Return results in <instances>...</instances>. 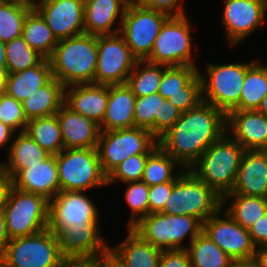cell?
<instances>
[{
    "instance_id": "f6af8a7d",
    "label": "cell",
    "mask_w": 267,
    "mask_h": 267,
    "mask_svg": "<svg viewBox=\"0 0 267 267\" xmlns=\"http://www.w3.org/2000/svg\"><path fill=\"white\" fill-rule=\"evenodd\" d=\"M173 189V182L149 186V214L161 212Z\"/></svg>"
},
{
    "instance_id": "484cf974",
    "label": "cell",
    "mask_w": 267,
    "mask_h": 267,
    "mask_svg": "<svg viewBox=\"0 0 267 267\" xmlns=\"http://www.w3.org/2000/svg\"><path fill=\"white\" fill-rule=\"evenodd\" d=\"M126 238L109 253L124 267H158L161 249L145 241L132 228H127Z\"/></svg>"
},
{
    "instance_id": "ac0fdd59",
    "label": "cell",
    "mask_w": 267,
    "mask_h": 267,
    "mask_svg": "<svg viewBox=\"0 0 267 267\" xmlns=\"http://www.w3.org/2000/svg\"><path fill=\"white\" fill-rule=\"evenodd\" d=\"M33 7L57 41L85 33L84 0H35Z\"/></svg>"
},
{
    "instance_id": "2e32d148",
    "label": "cell",
    "mask_w": 267,
    "mask_h": 267,
    "mask_svg": "<svg viewBox=\"0 0 267 267\" xmlns=\"http://www.w3.org/2000/svg\"><path fill=\"white\" fill-rule=\"evenodd\" d=\"M198 67L165 66L158 94L182 112L196 107L202 100Z\"/></svg>"
},
{
    "instance_id": "f546056e",
    "label": "cell",
    "mask_w": 267,
    "mask_h": 267,
    "mask_svg": "<svg viewBox=\"0 0 267 267\" xmlns=\"http://www.w3.org/2000/svg\"><path fill=\"white\" fill-rule=\"evenodd\" d=\"M64 88L61 82L52 77L30 95L22 103L28 121L56 114L64 102Z\"/></svg>"
},
{
    "instance_id": "94428289",
    "label": "cell",
    "mask_w": 267,
    "mask_h": 267,
    "mask_svg": "<svg viewBox=\"0 0 267 267\" xmlns=\"http://www.w3.org/2000/svg\"><path fill=\"white\" fill-rule=\"evenodd\" d=\"M125 1H127L129 4L139 3V0H125Z\"/></svg>"
},
{
    "instance_id": "8fae6325",
    "label": "cell",
    "mask_w": 267,
    "mask_h": 267,
    "mask_svg": "<svg viewBox=\"0 0 267 267\" xmlns=\"http://www.w3.org/2000/svg\"><path fill=\"white\" fill-rule=\"evenodd\" d=\"M64 257L56 235L46 228L11 239L0 259V267H56Z\"/></svg>"
},
{
    "instance_id": "4fadbf2b",
    "label": "cell",
    "mask_w": 267,
    "mask_h": 267,
    "mask_svg": "<svg viewBox=\"0 0 267 267\" xmlns=\"http://www.w3.org/2000/svg\"><path fill=\"white\" fill-rule=\"evenodd\" d=\"M95 84H126L137 59L120 33L97 36Z\"/></svg>"
},
{
    "instance_id": "d4e9b609",
    "label": "cell",
    "mask_w": 267,
    "mask_h": 267,
    "mask_svg": "<svg viewBox=\"0 0 267 267\" xmlns=\"http://www.w3.org/2000/svg\"><path fill=\"white\" fill-rule=\"evenodd\" d=\"M64 148H97L100 128L94 121L71 111L64 104L56 113Z\"/></svg>"
},
{
    "instance_id": "52a82bcc",
    "label": "cell",
    "mask_w": 267,
    "mask_h": 267,
    "mask_svg": "<svg viewBox=\"0 0 267 267\" xmlns=\"http://www.w3.org/2000/svg\"><path fill=\"white\" fill-rule=\"evenodd\" d=\"M55 159L60 190L87 191L107 186L97 148H64Z\"/></svg>"
},
{
    "instance_id": "ffe728a7",
    "label": "cell",
    "mask_w": 267,
    "mask_h": 267,
    "mask_svg": "<svg viewBox=\"0 0 267 267\" xmlns=\"http://www.w3.org/2000/svg\"><path fill=\"white\" fill-rule=\"evenodd\" d=\"M226 132L245 150H267V117L257 110H232Z\"/></svg>"
},
{
    "instance_id": "9a60e30c",
    "label": "cell",
    "mask_w": 267,
    "mask_h": 267,
    "mask_svg": "<svg viewBox=\"0 0 267 267\" xmlns=\"http://www.w3.org/2000/svg\"><path fill=\"white\" fill-rule=\"evenodd\" d=\"M222 208L203 222V232L235 263L251 262L256 247L248 230L239 225ZM221 216L224 214L223 217Z\"/></svg>"
},
{
    "instance_id": "277c9868",
    "label": "cell",
    "mask_w": 267,
    "mask_h": 267,
    "mask_svg": "<svg viewBox=\"0 0 267 267\" xmlns=\"http://www.w3.org/2000/svg\"><path fill=\"white\" fill-rule=\"evenodd\" d=\"M219 209L221 197L192 171L182 169L161 212L193 216L203 223Z\"/></svg>"
},
{
    "instance_id": "4316f807",
    "label": "cell",
    "mask_w": 267,
    "mask_h": 267,
    "mask_svg": "<svg viewBox=\"0 0 267 267\" xmlns=\"http://www.w3.org/2000/svg\"><path fill=\"white\" fill-rule=\"evenodd\" d=\"M136 96L126 84L109 85V99L100 131L134 127Z\"/></svg>"
},
{
    "instance_id": "7c38bea8",
    "label": "cell",
    "mask_w": 267,
    "mask_h": 267,
    "mask_svg": "<svg viewBox=\"0 0 267 267\" xmlns=\"http://www.w3.org/2000/svg\"><path fill=\"white\" fill-rule=\"evenodd\" d=\"M168 17L167 14L145 8L140 3L128 4L119 33L137 60H146L150 56L154 41Z\"/></svg>"
},
{
    "instance_id": "83f0119b",
    "label": "cell",
    "mask_w": 267,
    "mask_h": 267,
    "mask_svg": "<svg viewBox=\"0 0 267 267\" xmlns=\"http://www.w3.org/2000/svg\"><path fill=\"white\" fill-rule=\"evenodd\" d=\"M8 160L0 163V169L13 180L23 169L45 161L51 155L43 150L31 137L23 131L17 134L8 146Z\"/></svg>"
},
{
    "instance_id": "5b68a950",
    "label": "cell",
    "mask_w": 267,
    "mask_h": 267,
    "mask_svg": "<svg viewBox=\"0 0 267 267\" xmlns=\"http://www.w3.org/2000/svg\"><path fill=\"white\" fill-rule=\"evenodd\" d=\"M132 229L145 241L161 250L186 249L185 238L191 243L203 230V223L193 216L151 213Z\"/></svg>"
},
{
    "instance_id": "7dc6e473",
    "label": "cell",
    "mask_w": 267,
    "mask_h": 267,
    "mask_svg": "<svg viewBox=\"0 0 267 267\" xmlns=\"http://www.w3.org/2000/svg\"><path fill=\"white\" fill-rule=\"evenodd\" d=\"M158 267H192L186 249L163 250Z\"/></svg>"
},
{
    "instance_id": "4dcf8cb0",
    "label": "cell",
    "mask_w": 267,
    "mask_h": 267,
    "mask_svg": "<svg viewBox=\"0 0 267 267\" xmlns=\"http://www.w3.org/2000/svg\"><path fill=\"white\" fill-rule=\"evenodd\" d=\"M226 204L228 205L227 208L225 207L227 206ZM221 208L223 211L226 208L225 212L239 225L248 230L267 212V198L230 192L221 198Z\"/></svg>"
},
{
    "instance_id": "836d02e7",
    "label": "cell",
    "mask_w": 267,
    "mask_h": 267,
    "mask_svg": "<svg viewBox=\"0 0 267 267\" xmlns=\"http://www.w3.org/2000/svg\"><path fill=\"white\" fill-rule=\"evenodd\" d=\"M186 246L192 267H232L235 262L203 231Z\"/></svg>"
},
{
    "instance_id": "8992f818",
    "label": "cell",
    "mask_w": 267,
    "mask_h": 267,
    "mask_svg": "<svg viewBox=\"0 0 267 267\" xmlns=\"http://www.w3.org/2000/svg\"><path fill=\"white\" fill-rule=\"evenodd\" d=\"M254 62L255 60L228 64L209 62L205 74L198 71L202 100L227 115L238 105L246 70Z\"/></svg>"
},
{
    "instance_id": "f907efd6",
    "label": "cell",
    "mask_w": 267,
    "mask_h": 267,
    "mask_svg": "<svg viewBox=\"0 0 267 267\" xmlns=\"http://www.w3.org/2000/svg\"><path fill=\"white\" fill-rule=\"evenodd\" d=\"M12 186V180L0 169V213L5 208L7 195Z\"/></svg>"
},
{
    "instance_id": "ee69618b",
    "label": "cell",
    "mask_w": 267,
    "mask_h": 267,
    "mask_svg": "<svg viewBox=\"0 0 267 267\" xmlns=\"http://www.w3.org/2000/svg\"><path fill=\"white\" fill-rule=\"evenodd\" d=\"M182 111L175 107L168 99L161 101L160 112L154 114V136L159 139L181 117Z\"/></svg>"
},
{
    "instance_id": "e0dca14e",
    "label": "cell",
    "mask_w": 267,
    "mask_h": 267,
    "mask_svg": "<svg viewBox=\"0 0 267 267\" xmlns=\"http://www.w3.org/2000/svg\"><path fill=\"white\" fill-rule=\"evenodd\" d=\"M221 21L232 46L241 43L265 21L267 0H224Z\"/></svg>"
},
{
    "instance_id": "6da1fadb",
    "label": "cell",
    "mask_w": 267,
    "mask_h": 267,
    "mask_svg": "<svg viewBox=\"0 0 267 267\" xmlns=\"http://www.w3.org/2000/svg\"><path fill=\"white\" fill-rule=\"evenodd\" d=\"M226 133V114L201 101L182 112L174 126L158 139L159 146L185 170H189L203 152Z\"/></svg>"
},
{
    "instance_id": "bcb514c9",
    "label": "cell",
    "mask_w": 267,
    "mask_h": 267,
    "mask_svg": "<svg viewBox=\"0 0 267 267\" xmlns=\"http://www.w3.org/2000/svg\"><path fill=\"white\" fill-rule=\"evenodd\" d=\"M183 2L182 0H139L143 7L163 12L168 16L185 15Z\"/></svg>"
},
{
    "instance_id": "5bb4252c",
    "label": "cell",
    "mask_w": 267,
    "mask_h": 267,
    "mask_svg": "<svg viewBox=\"0 0 267 267\" xmlns=\"http://www.w3.org/2000/svg\"><path fill=\"white\" fill-rule=\"evenodd\" d=\"M84 191L60 190L48 202L46 228L53 234L70 225L99 223V211L95 202Z\"/></svg>"
},
{
    "instance_id": "7402d4cb",
    "label": "cell",
    "mask_w": 267,
    "mask_h": 267,
    "mask_svg": "<svg viewBox=\"0 0 267 267\" xmlns=\"http://www.w3.org/2000/svg\"><path fill=\"white\" fill-rule=\"evenodd\" d=\"M232 192L267 198V150L244 151Z\"/></svg>"
},
{
    "instance_id": "681fc988",
    "label": "cell",
    "mask_w": 267,
    "mask_h": 267,
    "mask_svg": "<svg viewBox=\"0 0 267 267\" xmlns=\"http://www.w3.org/2000/svg\"><path fill=\"white\" fill-rule=\"evenodd\" d=\"M56 267H99V258L65 256Z\"/></svg>"
},
{
    "instance_id": "8d00e7d4",
    "label": "cell",
    "mask_w": 267,
    "mask_h": 267,
    "mask_svg": "<svg viewBox=\"0 0 267 267\" xmlns=\"http://www.w3.org/2000/svg\"><path fill=\"white\" fill-rule=\"evenodd\" d=\"M176 167L177 169H183L170 154L158 146L146 160L141 181L148 186L174 182L181 173L180 170L177 173L174 171Z\"/></svg>"
},
{
    "instance_id": "f1b7e54d",
    "label": "cell",
    "mask_w": 267,
    "mask_h": 267,
    "mask_svg": "<svg viewBox=\"0 0 267 267\" xmlns=\"http://www.w3.org/2000/svg\"><path fill=\"white\" fill-rule=\"evenodd\" d=\"M52 77L49 60L43 58L33 67L9 73L5 93L23 103Z\"/></svg>"
},
{
    "instance_id": "91938a15",
    "label": "cell",
    "mask_w": 267,
    "mask_h": 267,
    "mask_svg": "<svg viewBox=\"0 0 267 267\" xmlns=\"http://www.w3.org/2000/svg\"><path fill=\"white\" fill-rule=\"evenodd\" d=\"M232 267H254L251 262L235 263Z\"/></svg>"
},
{
    "instance_id": "603a6c76",
    "label": "cell",
    "mask_w": 267,
    "mask_h": 267,
    "mask_svg": "<svg viewBox=\"0 0 267 267\" xmlns=\"http://www.w3.org/2000/svg\"><path fill=\"white\" fill-rule=\"evenodd\" d=\"M128 4L125 0H84L85 33L95 36L119 33ZM118 19L119 27L114 28Z\"/></svg>"
},
{
    "instance_id": "d590c367",
    "label": "cell",
    "mask_w": 267,
    "mask_h": 267,
    "mask_svg": "<svg viewBox=\"0 0 267 267\" xmlns=\"http://www.w3.org/2000/svg\"><path fill=\"white\" fill-rule=\"evenodd\" d=\"M25 132L50 155H57L64 149L56 114L30 120Z\"/></svg>"
},
{
    "instance_id": "ba28073f",
    "label": "cell",
    "mask_w": 267,
    "mask_h": 267,
    "mask_svg": "<svg viewBox=\"0 0 267 267\" xmlns=\"http://www.w3.org/2000/svg\"><path fill=\"white\" fill-rule=\"evenodd\" d=\"M48 202L43 196L11 186L3 214L9 239L36 234L47 226Z\"/></svg>"
},
{
    "instance_id": "f35d334b",
    "label": "cell",
    "mask_w": 267,
    "mask_h": 267,
    "mask_svg": "<svg viewBox=\"0 0 267 267\" xmlns=\"http://www.w3.org/2000/svg\"><path fill=\"white\" fill-rule=\"evenodd\" d=\"M5 47L8 73L26 70L37 65L43 59L40 54L28 45L23 36L6 42Z\"/></svg>"
},
{
    "instance_id": "c3c4849f",
    "label": "cell",
    "mask_w": 267,
    "mask_h": 267,
    "mask_svg": "<svg viewBox=\"0 0 267 267\" xmlns=\"http://www.w3.org/2000/svg\"><path fill=\"white\" fill-rule=\"evenodd\" d=\"M248 232L256 248L267 245V212L248 229Z\"/></svg>"
},
{
    "instance_id": "ab89813d",
    "label": "cell",
    "mask_w": 267,
    "mask_h": 267,
    "mask_svg": "<svg viewBox=\"0 0 267 267\" xmlns=\"http://www.w3.org/2000/svg\"><path fill=\"white\" fill-rule=\"evenodd\" d=\"M125 201L130 208L131 217L127 228L135 226L143 217L149 214V186L142 181L127 182Z\"/></svg>"
},
{
    "instance_id": "db71d44e",
    "label": "cell",
    "mask_w": 267,
    "mask_h": 267,
    "mask_svg": "<svg viewBox=\"0 0 267 267\" xmlns=\"http://www.w3.org/2000/svg\"><path fill=\"white\" fill-rule=\"evenodd\" d=\"M13 134H15V131L0 121V148L10 142Z\"/></svg>"
},
{
    "instance_id": "d6986e66",
    "label": "cell",
    "mask_w": 267,
    "mask_h": 267,
    "mask_svg": "<svg viewBox=\"0 0 267 267\" xmlns=\"http://www.w3.org/2000/svg\"><path fill=\"white\" fill-rule=\"evenodd\" d=\"M99 223L70 225L55 235L64 256L100 258L109 253L108 243L100 235Z\"/></svg>"
},
{
    "instance_id": "816d5d0a",
    "label": "cell",
    "mask_w": 267,
    "mask_h": 267,
    "mask_svg": "<svg viewBox=\"0 0 267 267\" xmlns=\"http://www.w3.org/2000/svg\"><path fill=\"white\" fill-rule=\"evenodd\" d=\"M251 263L254 267H267V245L256 248Z\"/></svg>"
},
{
    "instance_id": "1f68e13d",
    "label": "cell",
    "mask_w": 267,
    "mask_h": 267,
    "mask_svg": "<svg viewBox=\"0 0 267 267\" xmlns=\"http://www.w3.org/2000/svg\"><path fill=\"white\" fill-rule=\"evenodd\" d=\"M22 36L33 50L46 59L58 43L45 19L34 7L26 16Z\"/></svg>"
},
{
    "instance_id": "30bf717a",
    "label": "cell",
    "mask_w": 267,
    "mask_h": 267,
    "mask_svg": "<svg viewBox=\"0 0 267 267\" xmlns=\"http://www.w3.org/2000/svg\"><path fill=\"white\" fill-rule=\"evenodd\" d=\"M158 146V139L143 128L100 131L97 152L102 171L107 176L126 158L136 154H151Z\"/></svg>"
},
{
    "instance_id": "7bdbcfd3",
    "label": "cell",
    "mask_w": 267,
    "mask_h": 267,
    "mask_svg": "<svg viewBox=\"0 0 267 267\" xmlns=\"http://www.w3.org/2000/svg\"><path fill=\"white\" fill-rule=\"evenodd\" d=\"M0 121L16 133L25 131L29 122L22 103L6 93L0 94Z\"/></svg>"
},
{
    "instance_id": "680465c9",
    "label": "cell",
    "mask_w": 267,
    "mask_h": 267,
    "mask_svg": "<svg viewBox=\"0 0 267 267\" xmlns=\"http://www.w3.org/2000/svg\"><path fill=\"white\" fill-rule=\"evenodd\" d=\"M257 111L262 113L263 115H265L267 117V94L262 99L259 107L257 108Z\"/></svg>"
},
{
    "instance_id": "cb8c5ba5",
    "label": "cell",
    "mask_w": 267,
    "mask_h": 267,
    "mask_svg": "<svg viewBox=\"0 0 267 267\" xmlns=\"http://www.w3.org/2000/svg\"><path fill=\"white\" fill-rule=\"evenodd\" d=\"M12 185L19 190L51 200L60 191L55 155H51L39 164L23 169L12 180Z\"/></svg>"
},
{
    "instance_id": "74e56055",
    "label": "cell",
    "mask_w": 267,
    "mask_h": 267,
    "mask_svg": "<svg viewBox=\"0 0 267 267\" xmlns=\"http://www.w3.org/2000/svg\"><path fill=\"white\" fill-rule=\"evenodd\" d=\"M163 76V65L137 60L127 78L126 85L136 97L158 93Z\"/></svg>"
},
{
    "instance_id": "7a4b0ae2",
    "label": "cell",
    "mask_w": 267,
    "mask_h": 267,
    "mask_svg": "<svg viewBox=\"0 0 267 267\" xmlns=\"http://www.w3.org/2000/svg\"><path fill=\"white\" fill-rule=\"evenodd\" d=\"M48 60L52 76L65 87L95 84L97 36L84 33L60 40Z\"/></svg>"
},
{
    "instance_id": "60d3db41",
    "label": "cell",
    "mask_w": 267,
    "mask_h": 267,
    "mask_svg": "<svg viewBox=\"0 0 267 267\" xmlns=\"http://www.w3.org/2000/svg\"><path fill=\"white\" fill-rule=\"evenodd\" d=\"M150 154H136L126 158L107 175L109 184L141 181L145 163Z\"/></svg>"
},
{
    "instance_id": "b9f144b4",
    "label": "cell",
    "mask_w": 267,
    "mask_h": 267,
    "mask_svg": "<svg viewBox=\"0 0 267 267\" xmlns=\"http://www.w3.org/2000/svg\"><path fill=\"white\" fill-rule=\"evenodd\" d=\"M158 93L144 97H136L134 109V127L149 130L154 135V114L161 108V101H165Z\"/></svg>"
},
{
    "instance_id": "11a10c76",
    "label": "cell",
    "mask_w": 267,
    "mask_h": 267,
    "mask_svg": "<svg viewBox=\"0 0 267 267\" xmlns=\"http://www.w3.org/2000/svg\"><path fill=\"white\" fill-rule=\"evenodd\" d=\"M99 267H124L110 253L99 258Z\"/></svg>"
},
{
    "instance_id": "f5cc1de1",
    "label": "cell",
    "mask_w": 267,
    "mask_h": 267,
    "mask_svg": "<svg viewBox=\"0 0 267 267\" xmlns=\"http://www.w3.org/2000/svg\"><path fill=\"white\" fill-rule=\"evenodd\" d=\"M10 241L3 212L0 213V259L4 253L7 243Z\"/></svg>"
},
{
    "instance_id": "3957f363",
    "label": "cell",
    "mask_w": 267,
    "mask_h": 267,
    "mask_svg": "<svg viewBox=\"0 0 267 267\" xmlns=\"http://www.w3.org/2000/svg\"><path fill=\"white\" fill-rule=\"evenodd\" d=\"M245 149L227 132L189 169L221 198L232 192Z\"/></svg>"
},
{
    "instance_id": "e575fe53",
    "label": "cell",
    "mask_w": 267,
    "mask_h": 267,
    "mask_svg": "<svg viewBox=\"0 0 267 267\" xmlns=\"http://www.w3.org/2000/svg\"><path fill=\"white\" fill-rule=\"evenodd\" d=\"M33 8L28 0H0V41L8 42L22 36L24 21Z\"/></svg>"
},
{
    "instance_id": "d6a6232c",
    "label": "cell",
    "mask_w": 267,
    "mask_h": 267,
    "mask_svg": "<svg viewBox=\"0 0 267 267\" xmlns=\"http://www.w3.org/2000/svg\"><path fill=\"white\" fill-rule=\"evenodd\" d=\"M261 62L258 59L246 70L240 100L233 110H257L267 94V65Z\"/></svg>"
},
{
    "instance_id": "6f0895ef",
    "label": "cell",
    "mask_w": 267,
    "mask_h": 267,
    "mask_svg": "<svg viewBox=\"0 0 267 267\" xmlns=\"http://www.w3.org/2000/svg\"><path fill=\"white\" fill-rule=\"evenodd\" d=\"M0 69H6V47L2 41H0Z\"/></svg>"
},
{
    "instance_id": "44dd1931",
    "label": "cell",
    "mask_w": 267,
    "mask_h": 267,
    "mask_svg": "<svg viewBox=\"0 0 267 267\" xmlns=\"http://www.w3.org/2000/svg\"><path fill=\"white\" fill-rule=\"evenodd\" d=\"M109 99V85L86 83L64 88L63 104L71 111L94 121L103 122Z\"/></svg>"
},
{
    "instance_id": "9c48e42d",
    "label": "cell",
    "mask_w": 267,
    "mask_h": 267,
    "mask_svg": "<svg viewBox=\"0 0 267 267\" xmlns=\"http://www.w3.org/2000/svg\"><path fill=\"white\" fill-rule=\"evenodd\" d=\"M187 14L169 16L160 28L146 61L165 66H193L191 25Z\"/></svg>"
},
{
    "instance_id": "9f6ffc18",
    "label": "cell",
    "mask_w": 267,
    "mask_h": 267,
    "mask_svg": "<svg viewBox=\"0 0 267 267\" xmlns=\"http://www.w3.org/2000/svg\"><path fill=\"white\" fill-rule=\"evenodd\" d=\"M8 74L7 69H0V94L6 91Z\"/></svg>"
}]
</instances>
